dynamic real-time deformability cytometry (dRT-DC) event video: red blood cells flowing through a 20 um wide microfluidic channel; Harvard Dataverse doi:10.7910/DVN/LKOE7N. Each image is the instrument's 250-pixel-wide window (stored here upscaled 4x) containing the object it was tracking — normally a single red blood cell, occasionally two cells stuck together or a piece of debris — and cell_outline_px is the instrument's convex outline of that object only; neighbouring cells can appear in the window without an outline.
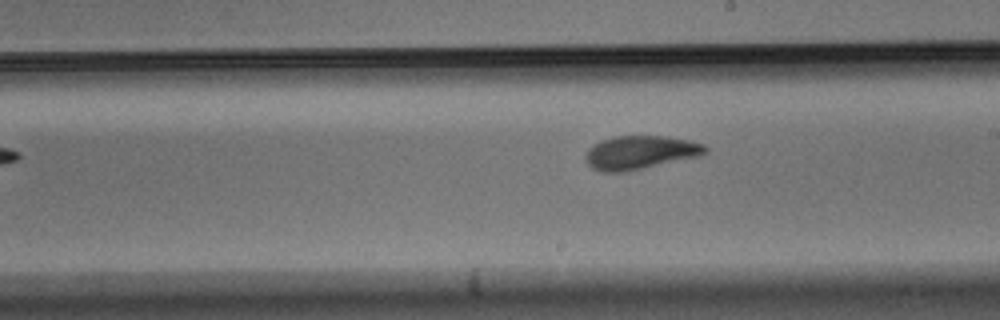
{"species": "Egyptian fruit bat (a non-hibernating species)", "species_latin": "Rousettus aegyptiacus", "temperature_condition": "warm", "stored_images_in_passage": 9, "camera_frame_rate_fps": 3000, "um_per_image_px": 0.085, "animal": {"sex": "male"}, "frame": {"image": 1, "passage_image": 9, "time_ms": 2.667, "image_size_px": [1000, 320], "cell_outline_px": [[708, 152], [700, 156], [624, 172], [600, 172], [592, 168], [588, 164], [584, 156], [588, 148], [612, 136], [664, 136], [688, 140], [704, 144], [708, 148]], "centroid_in_image_um": [54.42, 12.96], "position_along_channel_um": 234.6, "area_um2": 23.35}}